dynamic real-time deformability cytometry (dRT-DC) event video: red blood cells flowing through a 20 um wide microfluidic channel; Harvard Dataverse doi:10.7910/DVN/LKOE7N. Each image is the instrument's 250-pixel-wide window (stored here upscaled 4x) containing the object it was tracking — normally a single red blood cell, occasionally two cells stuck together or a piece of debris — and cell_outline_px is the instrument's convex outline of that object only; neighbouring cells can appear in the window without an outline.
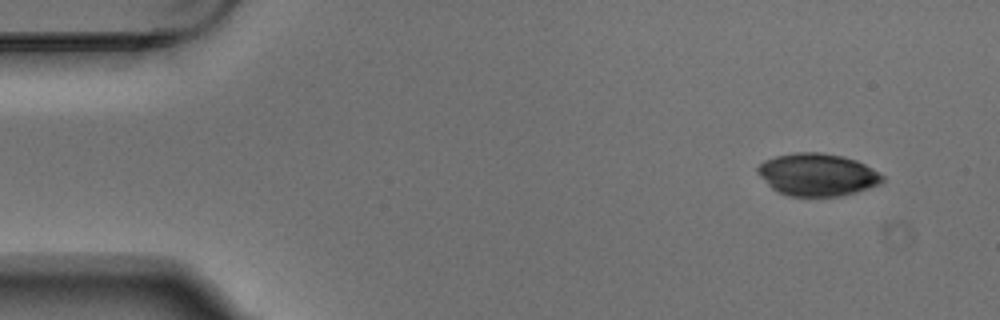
{"species": "Egyptian fruit bat (a non-hibernating species)", "species_latin": "Rousettus aegyptiacus", "temperature_condition": "warm", "stored_images_in_passage": 4, "camera_frame_rate_fps": 3000, "um_per_image_px": 0.085, "animal": {"sex": "male"}, "frame": {"image": 1, "passage_image": 1, "time_ms": 0.0, "image_size_px": [1000, 320], "cell_outline_px": [[884, 180], [880, 184], [856, 192], [840, 196], [788, 196], [772, 188], [756, 172], [756, 168], [764, 160], [776, 156], [796, 152], [820, 152], [844, 156], [856, 160], [872, 168], [884, 176]], "centroid_in_image_um": [69.47, 14.84], "position_along_channel_um": 15.5, "area_um2": 30.87}}
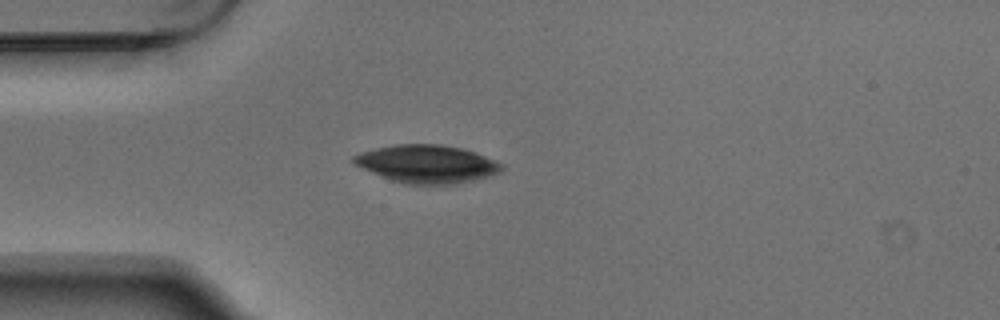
{"frame": {"image": 2, "passage_image": 4, "time_ms": 1.0, "image_size_px": [1000, 320], "cell_outline_px": [[504, 168], [500, 172], [472, 180], [456, 184], [404, 184], [392, 180], [352, 164], [352, 156], [360, 152], [376, 148], [396, 144], [440, 144], [460, 148], [476, 152], [504, 164]], "centroid_in_image_um": [36.27, 13.93], "position_along_channel_um": 48.7, "area_um2": 32.66}}